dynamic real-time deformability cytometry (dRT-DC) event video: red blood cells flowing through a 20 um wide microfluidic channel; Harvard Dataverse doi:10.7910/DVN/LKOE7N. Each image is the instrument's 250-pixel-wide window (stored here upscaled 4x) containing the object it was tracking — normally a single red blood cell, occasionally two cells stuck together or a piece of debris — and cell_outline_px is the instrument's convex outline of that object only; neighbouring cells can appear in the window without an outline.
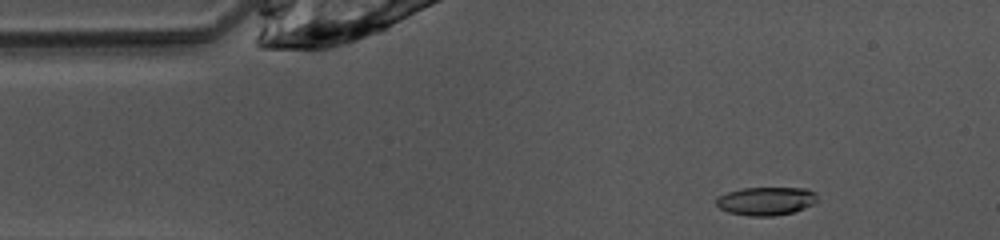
{"species": "common noctule bat (a hibernating species)", "species_latin": "Nyctalus noctula", "temperature_condition": "warm", "stored_images_in_passage": 46, "segment_of_instrument_passage": [1, 2], "camera_frame_rate_fps": 3000, "um_per_image_px": 0.085, "animal": {"sex": "female", "body_mass_g": 10.0, "forearm_length_mm": 53.1}, "frame": {"image": 1, "passage_image": 3, "time_ms": 0.667, "image_size_px": [1000, 240], "cell_outline_px": [[816, 200], [812, 204], [804, 208], [792, 212], [772, 216], [748, 216], [728, 212], [720, 208], [716, 204], [716, 200], [720, 196], [728, 192], [740, 188], [804, 188], [816, 192]], "centroid_in_image_um": [65.1, 17.08], "position_along_channel_um": 19.9, "area_um2": 16.53}}
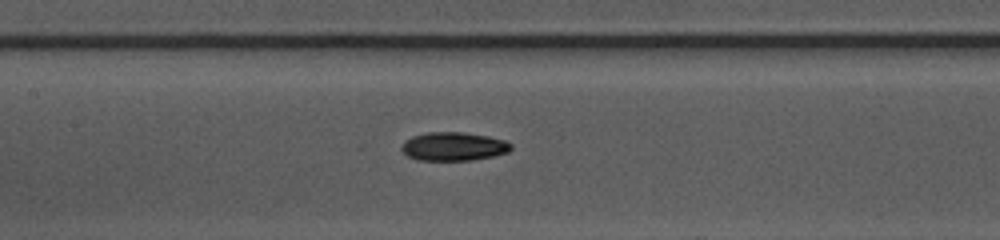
{"frame": {"image": 2, "passage_image": 18, "time_ms": 5.667, "image_size_px": [1000, 240], "cell_outline_px": [[512, 148], [508, 152], [492, 156], [472, 160], [416, 160], [408, 156], [400, 148], [404, 140], [412, 136], [428, 132], [460, 132], [488, 136], [504, 140], [512, 144]], "centroid_in_image_um": [38.53, 12.45], "position_along_channel_um": 168.9, "area_um2": 18.21}}
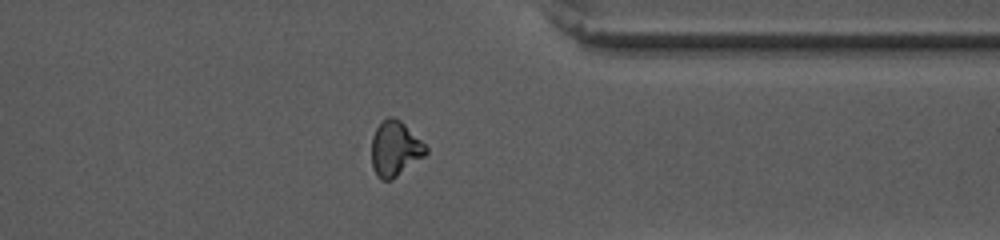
{"frame": {"image": 3, "passage_image": 34, "time_ms": 11.0, "image_size_px": [1000, 240], "cell_outline_px": [[428, 152], [424, 156], [392, 180], [380, 180], [376, 176], [372, 168], [364, 148], [364, 144], [376, 128], [388, 116], [392, 116], [400, 120], [428, 148]], "centroid_in_image_um": [33.42, 12.66], "position_along_channel_um": 378.0, "area_um2": 18.5}}